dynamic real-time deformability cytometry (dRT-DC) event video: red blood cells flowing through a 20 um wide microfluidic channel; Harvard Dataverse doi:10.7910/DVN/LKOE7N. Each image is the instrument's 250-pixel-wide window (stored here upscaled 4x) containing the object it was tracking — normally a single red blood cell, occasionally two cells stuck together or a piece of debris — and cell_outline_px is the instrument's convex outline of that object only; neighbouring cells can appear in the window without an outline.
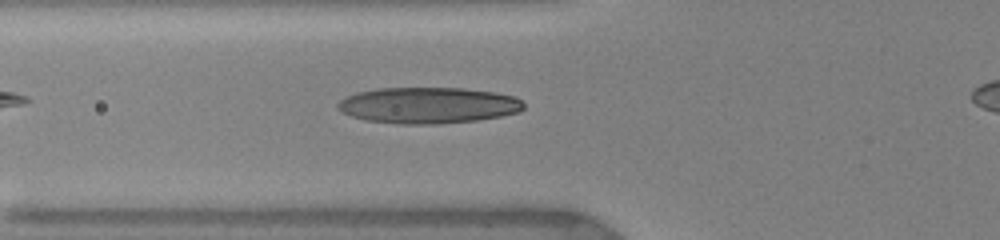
{"species": "human", "species_latin": "Homo sapiens", "temperature_condition": "warm", "stored_images_in_passage": 22, "camera_frame_rate_fps": 3000, "um_per_image_px": 0.085, "donor": {"sex": "female"}, "frame": {"image": 1, "passage_image": 13, "time_ms": 6.333, "image_size_px": [1000, 240], "cell_outline_px": [[524, 108], [520, 112], [500, 116], [476, 120], [436, 124], [396, 124], [364, 120], [352, 116], [336, 108], [336, 104], [340, 100], [356, 92], [376, 88], [464, 88], [496, 92], [512, 96], [520, 100], [524, 104]], "centroid_in_image_um": [36.37, 8.95], "position_along_channel_um": 89.4, "area_um2": 39.3}}
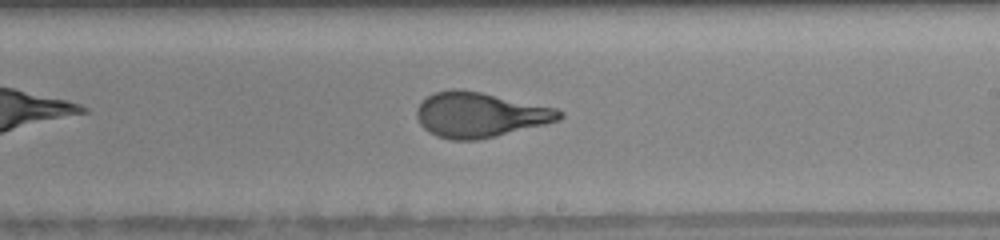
{"frame": {"image": 2, "passage_image": 22, "time_ms": 10.333, "image_size_px": [1000, 240], "cell_outline_px": [[564, 116], [560, 120], [496, 136], [476, 140], [452, 140], [436, 136], [428, 132], [420, 124], [416, 116], [416, 108], [432, 92], [452, 88], [460, 88], [480, 92], [556, 108], [564, 112]], "centroid_in_image_um": [40.76, 9.75], "position_along_channel_um": 248.2, "area_um2": 37.45}}